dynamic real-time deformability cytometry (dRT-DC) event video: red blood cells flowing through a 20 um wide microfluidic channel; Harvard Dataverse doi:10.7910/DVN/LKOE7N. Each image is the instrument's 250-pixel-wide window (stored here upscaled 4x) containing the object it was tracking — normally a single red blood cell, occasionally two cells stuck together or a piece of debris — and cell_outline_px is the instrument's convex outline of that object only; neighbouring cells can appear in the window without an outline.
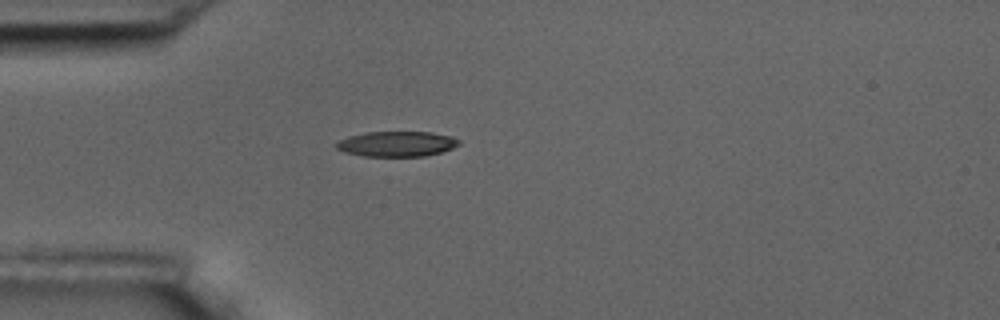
{"species": "common noctule bat (a hibernating species)", "species_latin": "Nyctalus noctula", "temperature_condition": "room temperature", "stored_images_in_passage": 1, "camera_frame_rate_fps": 3000, "um_per_image_px": 0.085, "animal": {"sex": "male", "body_mass_g": 17.5, "forearm_length_mm": 52.3}, "frame": {"image": 1, "passage_image": 1, "time_ms": 0.0, "image_size_px": [1000, 320], "cell_outline_px": [[460, 144], [444, 152], [424, 156], [364, 156], [344, 152], [336, 148], [332, 144], [348, 136], [364, 132], [432, 132], [452, 136], [460, 140]], "centroid_in_image_um": [33.72, 12.23], "position_along_channel_um": 51.3, "area_um2": 18.26}}